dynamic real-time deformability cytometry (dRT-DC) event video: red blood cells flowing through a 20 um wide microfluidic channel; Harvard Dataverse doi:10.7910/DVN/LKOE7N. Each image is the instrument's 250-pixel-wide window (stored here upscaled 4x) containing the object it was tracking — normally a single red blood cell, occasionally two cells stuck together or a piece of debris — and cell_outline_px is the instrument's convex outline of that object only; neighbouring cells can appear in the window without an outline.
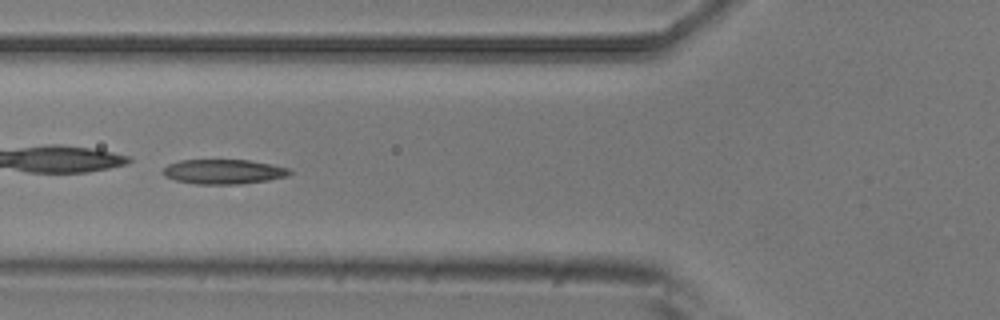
{"species": "common noctule bat (a hibernating species)", "species_latin": "Nyctalus noctula", "temperature_condition": "room temperature", "stored_images_in_passage": 3, "camera_frame_rate_fps": 3000, "um_per_image_px": 0.085, "animal": {"sex": "male", "body_mass_g": 20.5, "forearm_length_mm": 52.5}, "frame": {"image": 1, "passage_image": 3, "time_ms": 0.667, "image_size_px": [1000, 320], "cell_outline_px": [[292, 172], [288, 176], [268, 180], [240, 184], [196, 184], [176, 180], [164, 176], [160, 172], [168, 164], [180, 160], [248, 160], [272, 164], [288, 168]], "centroid_in_image_um": [18.98, 14.59], "position_along_channel_um": 106.8, "area_um2": 18.26}}